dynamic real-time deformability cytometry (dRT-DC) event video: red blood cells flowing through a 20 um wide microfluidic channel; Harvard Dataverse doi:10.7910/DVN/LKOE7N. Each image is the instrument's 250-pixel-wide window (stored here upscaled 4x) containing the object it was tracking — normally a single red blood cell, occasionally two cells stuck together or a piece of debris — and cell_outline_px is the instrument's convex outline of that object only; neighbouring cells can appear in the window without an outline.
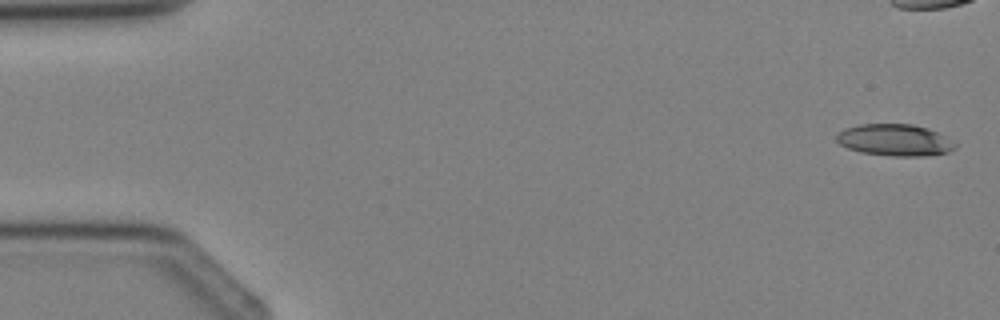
{"species": "Egyptian fruit bat (a non-hibernating species)", "species_latin": "Rousettus aegyptiacus", "temperature_condition": "cold", "stored_images_in_passage": 3, "segment_of_instrument_passage": [2, 2], "camera_frame_rate_fps": 3000, "um_per_image_px": 0.085, "animal": {"sex": "female"}, "frame": {"image": 1, "passage_image": 3, "time_ms": 3.333, "image_size_px": [1000, 320], "cell_outline_px": [[956, 148], [948, 152], [924, 156], [892, 156], [860, 152], [848, 148], [840, 144], [836, 140], [836, 136], [844, 128], [860, 124], [912, 124], [928, 128], [944, 136], [956, 144]], "centroid_in_image_um": [76.04, 11.9], "position_along_channel_um": 9.0, "area_um2": 21.85}}